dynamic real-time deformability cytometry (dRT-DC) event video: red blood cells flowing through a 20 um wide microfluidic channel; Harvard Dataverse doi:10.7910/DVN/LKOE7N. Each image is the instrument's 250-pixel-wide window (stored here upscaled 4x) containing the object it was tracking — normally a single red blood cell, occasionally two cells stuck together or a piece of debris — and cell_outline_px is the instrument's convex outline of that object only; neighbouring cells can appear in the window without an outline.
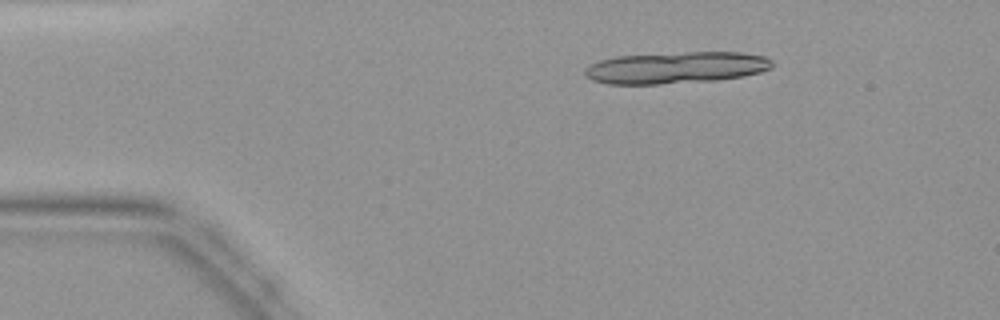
{"species": "common noctule bat (a hibernating species)", "species_latin": "Nyctalus noctula", "temperature_condition": "warm", "stored_images_in_passage": 15, "camera_frame_rate_fps": 3000, "um_per_image_px": 0.085, "animal": {"sex": "female", "body_mass_g": 19.9}, "frame": {"image": 1, "passage_image": 7, "time_ms": 2.0, "image_size_px": [1000, 320], "cell_outline_px": [[776, 64], [772, 68], [760, 72], [744, 76], [716, 80], [660, 84], [608, 84], [592, 80], [584, 76], [584, 68], [600, 60], [616, 56], [684, 52], [740, 52], [764, 56], [772, 60]], "centroid_in_image_um": [57.48, 5.75], "position_along_channel_um": 27.5, "area_um2": 34.85}}